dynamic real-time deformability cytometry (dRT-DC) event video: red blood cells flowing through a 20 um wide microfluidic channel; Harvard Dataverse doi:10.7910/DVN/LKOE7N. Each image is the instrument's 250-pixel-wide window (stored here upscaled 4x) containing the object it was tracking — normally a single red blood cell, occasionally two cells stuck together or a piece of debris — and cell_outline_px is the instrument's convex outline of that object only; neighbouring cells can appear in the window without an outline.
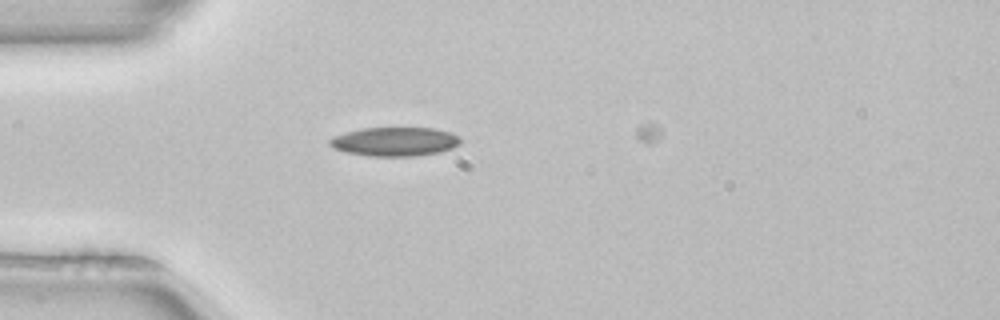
{"species": "common noctule bat (a hibernating species)", "species_latin": "Nyctalus noctula", "temperature_condition": "room temperature", "stored_images_in_passage": 29, "camera_frame_rate_fps": 3000, "um_per_image_px": 0.085, "animal": {"sex": "female", "body_mass_g": 22.7, "forearm_length_mm": 54.2}, "frame": {"image": 1, "passage_image": 1, "time_ms": 0.0, "image_size_px": [1000, 320], "cell_outline_px": [[460, 144], [452, 148], [440, 152], [416, 156], [368, 156], [348, 152], [336, 148], [328, 144], [328, 140], [336, 136], [348, 132], [364, 128], [432, 128], [452, 132], [460, 136]], "centroid_in_image_um": [33.62, 12.04], "position_along_channel_um": 51.4, "area_um2": 21.91}}